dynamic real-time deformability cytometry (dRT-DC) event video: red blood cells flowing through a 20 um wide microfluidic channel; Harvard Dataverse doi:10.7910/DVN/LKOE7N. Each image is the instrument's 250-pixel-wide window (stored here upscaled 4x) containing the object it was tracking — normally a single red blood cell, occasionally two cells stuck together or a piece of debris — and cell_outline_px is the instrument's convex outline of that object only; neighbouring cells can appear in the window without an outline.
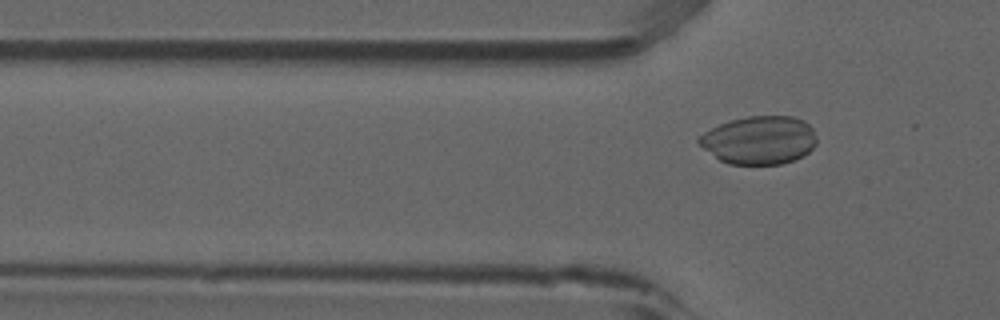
{"species": "common noctule bat (a hibernating species)", "species_latin": "Nyctalus noctula", "temperature_condition": "room temperature", "stored_images_in_passage": 8, "camera_frame_rate_fps": 3000, "um_per_image_px": 0.085, "animal": {"sex": "male", "forearm_length_mm": 52.5}, "frame": {"image": 1, "passage_image": 4, "time_ms": 1.0, "image_size_px": [1000, 320], "cell_outline_px": [[816, 144], [804, 156], [780, 164], [728, 164], [720, 160], [704, 148], [696, 140], [704, 132], [720, 124], [732, 120], [748, 116], [792, 116], [804, 120], [812, 128], [816, 136]], "centroid_in_image_um": [64.56, 11.91], "position_along_channel_um": 61.2, "area_um2": 32.89}}
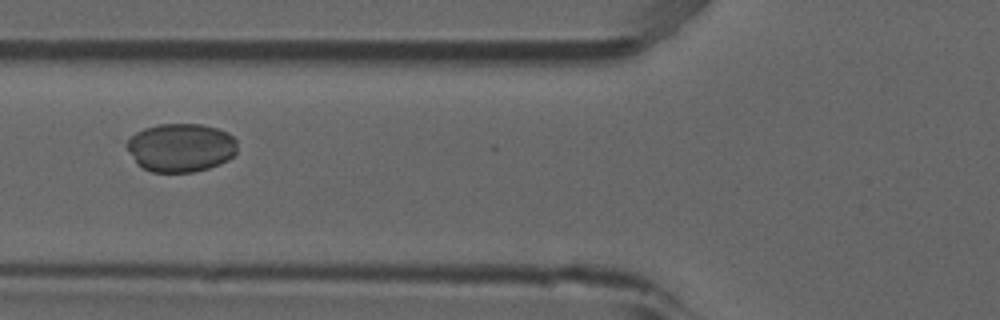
{"frame": {"image": 2, "passage_image": 5, "time_ms": 1.333, "image_size_px": [1000, 320], "cell_outline_px": [[236, 152], [228, 160], [220, 164], [208, 168], [192, 172], [152, 172], [136, 164], [124, 144], [136, 132], [144, 128], [160, 124], [200, 124], [216, 128], [228, 132], [236, 140]], "centroid_in_image_um": [15.35, 12.55], "position_along_channel_um": 110.5, "area_um2": 31.33}}
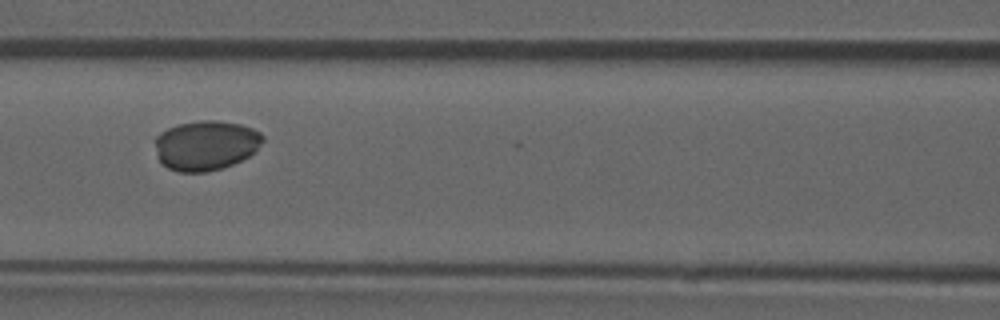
{"frame": {"image": 3, "passage_image": 6, "time_ms": 1.667, "image_size_px": [1000, 320], "cell_outline_px": [[264, 140], [248, 156], [232, 164], [220, 168], [204, 172], [180, 172], [168, 168], [156, 156], [156, 136], [160, 132], [176, 124], [200, 120], [216, 120], [240, 124], [252, 128], [260, 132], [264, 136]], "centroid_in_image_um": [17.47, 12.33], "position_along_channel_um": 149.1, "area_um2": 31.1}}